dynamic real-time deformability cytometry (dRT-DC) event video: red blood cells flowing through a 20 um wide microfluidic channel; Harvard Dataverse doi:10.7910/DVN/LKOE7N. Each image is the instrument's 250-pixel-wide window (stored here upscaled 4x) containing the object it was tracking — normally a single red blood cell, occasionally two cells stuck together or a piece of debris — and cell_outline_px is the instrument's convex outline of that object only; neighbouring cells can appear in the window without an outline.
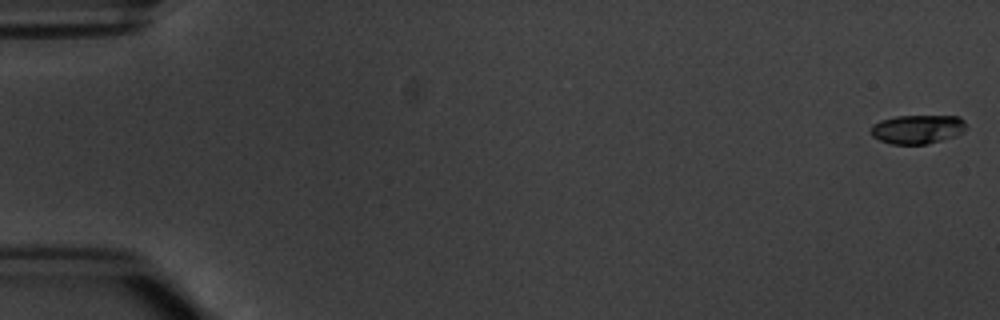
{"species": "common noctule bat (a hibernating species)", "species_latin": "Nyctalus noctula", "temperature_condition": "warm", "stored_images_in_passage": 6, "camera_frame_rate_fps": 3000, "um_per_image_px": 0.085, "animal": {"sex": "male", "body_mass_g": 20.1, "forearm_length_mm": 53.5}, "frame": {"image": 1, "passage_image": 1, "time_ms": 0.0, "image_size_px": [1000, 320], "cell_outline_px": [[968, 128], [964, 132], [956, 136], [928, 144], [892, 144], [880, 140], [872, 136], [872, 124], [880, 120], [896, 116], [960, 116], [964, 120]], "centroid_in_image_um": [78.03, 10.98], "position_along_channel_um": 7.0, "area_um2": 16.24}}